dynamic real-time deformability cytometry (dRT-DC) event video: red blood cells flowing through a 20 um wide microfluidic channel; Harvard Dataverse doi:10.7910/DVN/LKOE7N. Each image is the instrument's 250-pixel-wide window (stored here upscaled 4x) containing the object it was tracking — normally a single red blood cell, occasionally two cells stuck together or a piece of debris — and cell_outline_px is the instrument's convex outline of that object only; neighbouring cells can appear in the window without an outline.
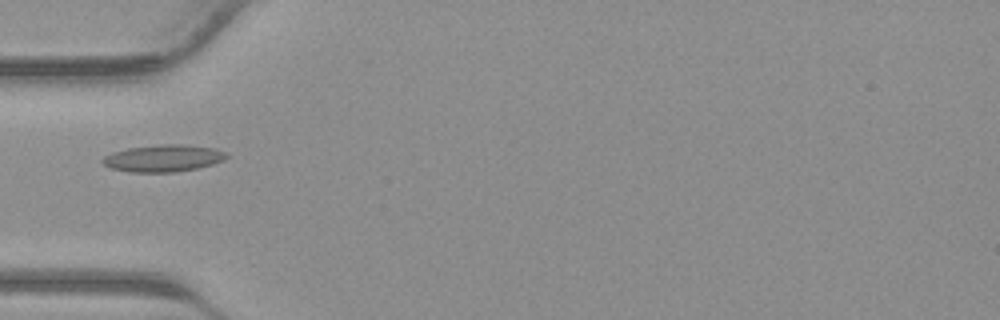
{"species": "common noctule bat (a hibernating species)", "species_latin": "Nyctalus noctula", "temperature_condition": "warm", "stored_images_in_passage": 8, "camera_frame_rate_fps": 3000, "um_per_image_px": 0.085, "animal": {"sex": "male", "body_mass_g": 23.1, "forearm_length_mm": 52.7}, "frame": {"image": 1, "passage_image": 1, "time_ms": 0.0, "image_size_px": [1000, 320], "cell_outline_px": [[228, 156], [224, 160], [212, 164], [196, 168], [176, 172], [128, 172], [112, 168], [104, 164], [100, 160], [104, 156], [112, 152], [128, 148], [160, 144], [184, 144], [212, 148], [224, 152]], "centroid_in_image_um": [13.85, 13.45], "position_along_channel_um": 71.2, "area_um2": 19.42}}
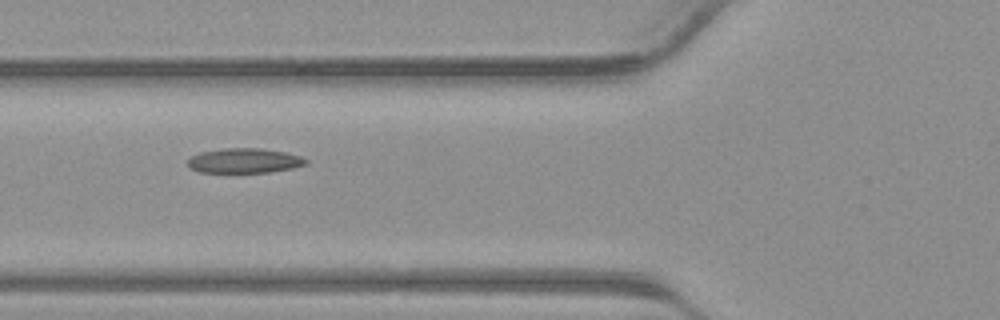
{"frame": {"image": 2, "passage_image": 3, "time_ms": 0.667, "image_size_px": [1000, 320], "cell_outline_px": [[308, 164], [292, 168], [272, 172], [200, 172], [188, 168], [188, 160], [192, 156], [200, 152], [224, 148], [264, 148], [284, 152], [300, 156], [308, 160]], "centroid_in_image_um": [20.78, 13.65], "position_along_channel_um": 105.0, "area_um2": 17.11}}